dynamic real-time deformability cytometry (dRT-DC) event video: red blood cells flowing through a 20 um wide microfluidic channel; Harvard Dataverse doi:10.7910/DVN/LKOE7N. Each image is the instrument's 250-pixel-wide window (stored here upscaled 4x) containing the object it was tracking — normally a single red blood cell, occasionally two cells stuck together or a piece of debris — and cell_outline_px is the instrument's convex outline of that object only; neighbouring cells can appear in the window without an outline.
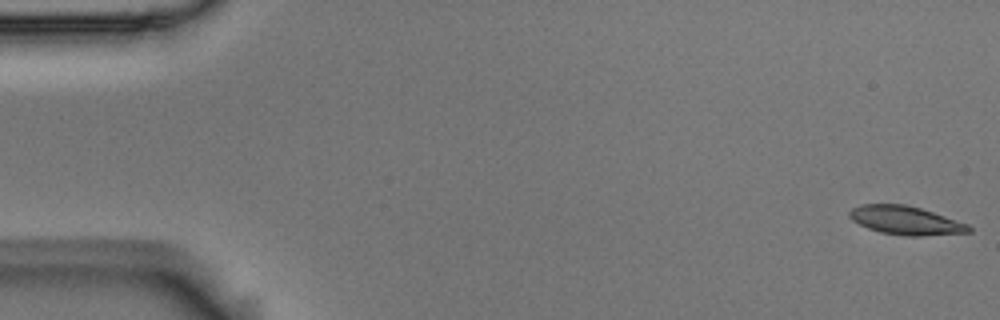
{"species": "Egyptian fruit bat (a non-hibernating species)", "species_latin": "Rousettus aegyptiacus", "temperature_condition": "room temperature", "stored_images_in_passage": 4, "camera_frame_rate_fps": 3000, "um_per_image_px": 0.085, "animal": {"sex": "male"}, "frame": {"image": 1, "passage_image": 1, "time_ms": 0.0, "image_size_px": [1000, 320], "cell_outline_px": [[972, 232], [920, 236], [908, 236], [880, 232], [868, 228], [852, 220], [848, 216], [848, 212], [852, 208], [860, 204], [904, 204], [920, 208], [968, 224], [972, 228]], "centroid_in_image_um": [76.96, 18.73], "position_along_channel_um": 8.0, "area_um2": 19.77}}
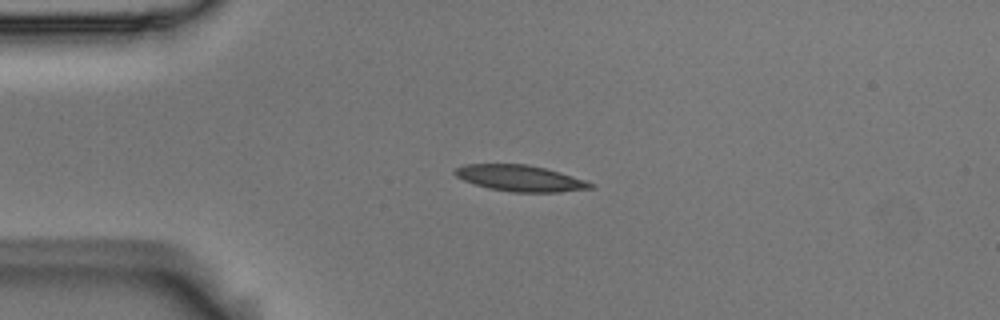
{"frame": {"image": 2, "passage_image": 4, "time_ms": 1.0, "image_size_px": [1000, 320], "cell_outline_px": [[596, 188], [560, 192], [512, 192], [488, 188], [464, 180], [456, 176], [452, 172], [456, 168], [464, 164], [524, 164], [544, 168], [560, 172], [596, 184]], "centroid_in_image_um": [44.24, 15.15], "position_along_channel_um": 40.8, "area_um2": 20.63}}